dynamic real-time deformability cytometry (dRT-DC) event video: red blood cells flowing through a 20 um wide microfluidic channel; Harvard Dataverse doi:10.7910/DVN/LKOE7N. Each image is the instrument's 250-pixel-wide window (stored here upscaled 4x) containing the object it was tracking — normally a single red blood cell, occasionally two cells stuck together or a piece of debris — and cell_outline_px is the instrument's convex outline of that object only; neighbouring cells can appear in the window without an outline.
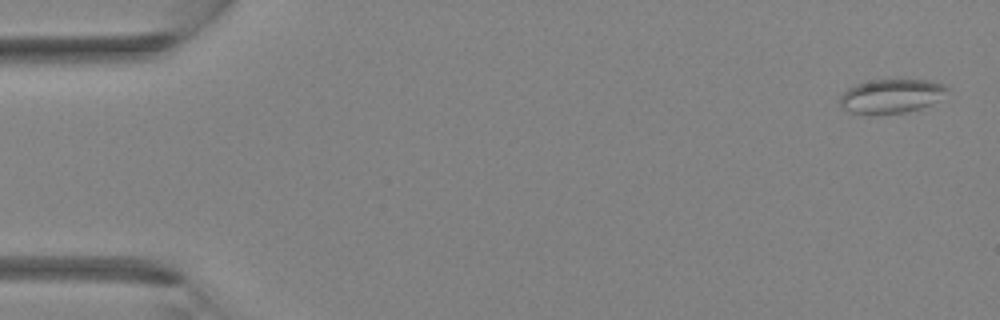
{"species": "Egyptian fruit bat (a non-hibernating species)", "species_latin": "Rousettus aegyptiacus", "temperature_condition": "room temperature", "stored_images_in_passage": 4, "camera_frame_rate_fps": 3000, "um_per_image_px": 0.085, "animal": {"sex": "female"}, "frame": {"image": 1, "passage_image": 1, "time_ms": 0.0, "image_size_px": [1000, 320], "cell_outline_px": [[948, 88], [928, 104], [920, 108], [904, 112], [852, 112], [844, 108], [840, 104], [840, 96], [848, 88], [856, 84], [872, 80], [932, 80], [944, 84]], "centroid_in_image_um": [75.71, 8.12], "position_along_channel_um": 9.3, "area_um2": 20.17}}